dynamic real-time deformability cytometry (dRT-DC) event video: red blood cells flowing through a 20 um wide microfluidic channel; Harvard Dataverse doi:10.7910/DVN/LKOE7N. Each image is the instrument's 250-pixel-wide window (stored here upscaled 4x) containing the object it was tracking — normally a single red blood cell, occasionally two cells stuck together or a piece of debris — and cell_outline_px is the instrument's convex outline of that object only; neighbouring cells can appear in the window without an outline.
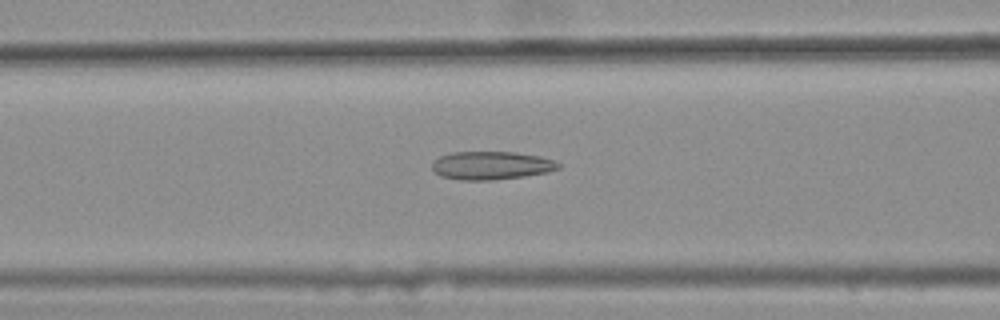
{"species": "common noctule bat (a hibernating species)", "species_latin": "Nyctalus noctula", "temperature_condition": "warm", "stored_images_in_passage": 45, "camera_frame_rate_fps": 3000, "um_per_image_px": 0.085, "animal": {"sex": "female", "body_mass_g": 25.1}, "frame": {"image": 1, "passage_image": 19, "time_ms": 6.0, "image_size_px": [1000, 320], "cell_outline_px": [[560, 168], [548, 172], [524, 176], [492, 180], [460, 180], [440, 176], [432, 168], [432, 160], [440, 156], [452, 152], [516, 152], [540, 156], [552, 160], [560, 164]], "centroid_in_image_um": [41.74, 14.06], "position_along_channel_um": 124.9, "area_um2": 20.81}}
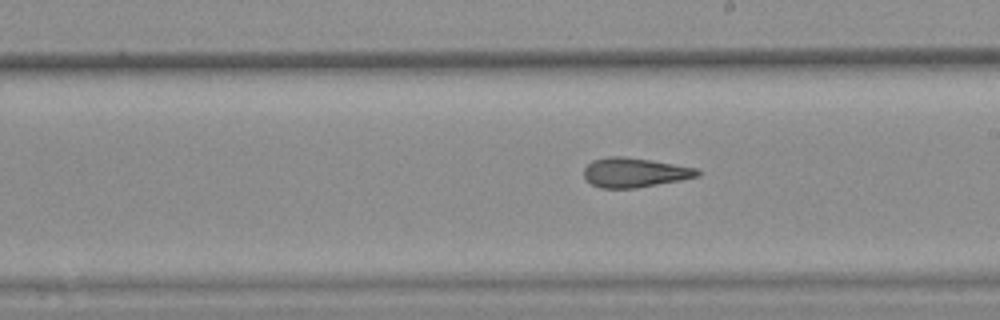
{"frame": {"image": 2, "passage_image": 28, "time_ms": 9.0, "image_size_px": [1000, 320], "cell_outline_px": [[700, 176], [680, 180], [636, 188], [600, 188], [592, 184], [584, 176], [584, 168], [592, 160], [608, 156], [624, 156], [652, 160], [696, 168], [700, 172]], "centroid_in_image_um": [53.93, 14.66], "position_along_channel_um": 235.1, "area_um2": 19.48}}
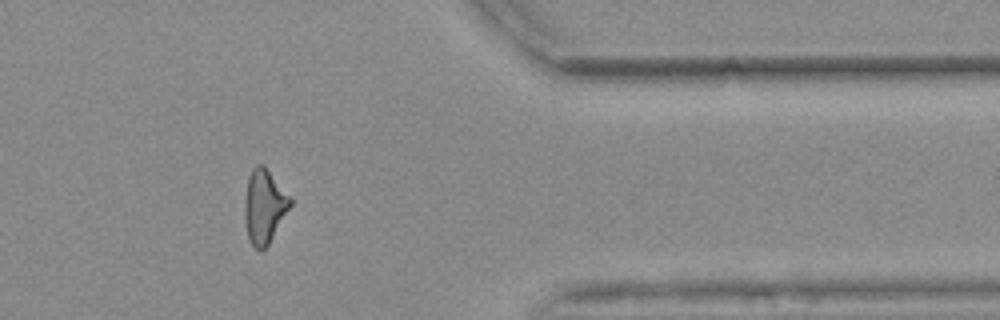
{"frame": {"image": 3, "passage_image": 42, "time_ms": 13.667, "image_size_px": [1000, 320], "cell_outline_px": [[292, 204], [268, 244], [260, 252], [248, 240], [244, 220], [244, 204], [248, 176], [252, 168], [256, 164], [264, 164], [292, 196]], "centroid_in_image_um": [22.46, 17.5], "position_along_channel_um": 388.9, "area_um2": 20.0}, "authors_computed_cell_mechanics": {"area_um2": 19.9988, "velocity_mm_per_s": 3.6785, "shape_relaxation_time_tau1_ms": null, "shape_relaxation_time_tau2_ms": 2.8418, "deformation_change_tau1": null, "deformation_change_tau2": 0.1399}}